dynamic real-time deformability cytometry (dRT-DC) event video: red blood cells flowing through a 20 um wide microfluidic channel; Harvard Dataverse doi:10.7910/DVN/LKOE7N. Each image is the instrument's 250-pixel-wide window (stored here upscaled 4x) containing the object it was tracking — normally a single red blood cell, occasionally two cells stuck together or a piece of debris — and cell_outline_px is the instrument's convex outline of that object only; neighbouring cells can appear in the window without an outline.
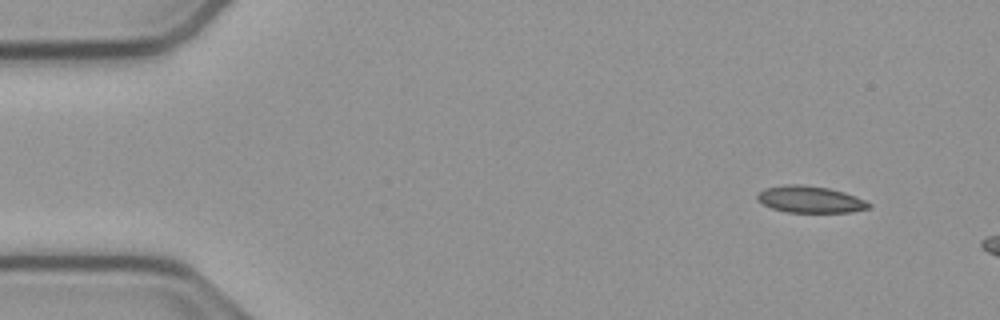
{"species": "common noctule bat (a hibernating species)", "species_latin": "Nyctalus noctula", "temperature_condition": "cold", "stored_images_in_passage": 6, "camera_frame_rate_fps": 3000, "um_per_image_px": 0.085, "animal": {"sex": "male", "body_mass_g": 23.1, "forearm_length_mm": 52.7}, "frame": {"image": 1, "passage_image": 1, "time_ms": 0.0, "image_size_px": [1000, 320], "cell_outline_px": [[872, 208], [852, 212], [788, 212], [772, 208], [756, 200], [756, 192], [764, 188], [784, 184], [800, 184], [828, 188], [844, 192], [864, 200], [872, 204]], "centroid_in_image_um": [68.84, 16.94], "position_along_channel_um": 16.2, "area_um2": 17.51}}